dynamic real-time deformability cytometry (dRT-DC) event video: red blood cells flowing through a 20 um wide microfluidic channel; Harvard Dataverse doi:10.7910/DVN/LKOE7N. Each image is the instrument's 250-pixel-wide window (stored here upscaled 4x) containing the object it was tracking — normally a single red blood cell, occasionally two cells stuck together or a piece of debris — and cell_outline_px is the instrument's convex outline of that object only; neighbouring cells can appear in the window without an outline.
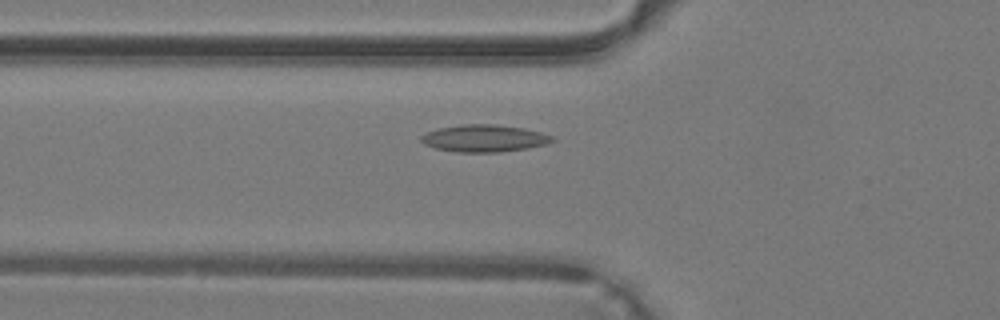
{"species": "common noctule bat (a hibernating species)", "species_latin": "Nyctalus noctula", "temperature_condition": "warm", "stored_images_in_passage": 26, "camera_frame_rate_fps": 3000, "um_per_image_px": 0.085, "animal": {"sex": "male", "body_mass_g": 19.2, "forearm_length_mm": 51.8}, "frame": {"image": 1, "passage_image": 2, "time_ms": 0.333, "image_size_px": [1000, 320], "cell_outline_px": [[556, 140], [548, 144], [528, 148], [500, 152], [456, 152], [436, 148], [424, 144], [420, 140], [420, 136], [428, 132], [440, 128], [464, 124], [496, 124], [524, 128], [540, 132], [552, 136]], "centroid_in_image_um": [41.19, 11.76], "position_along_channel_um": 84.6, "area_um2": 20.75}}
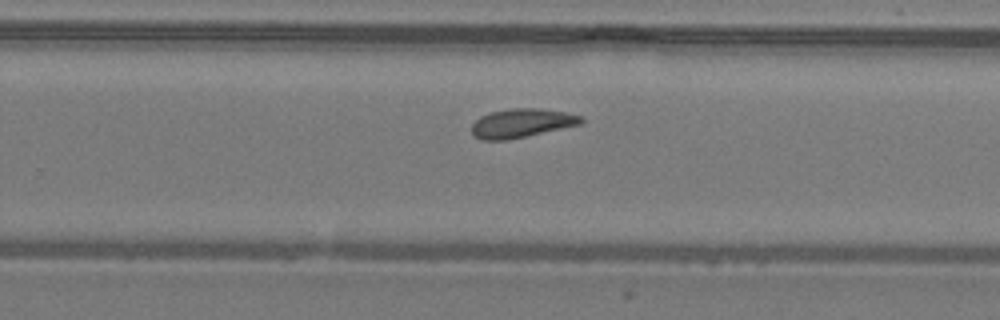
{"frame": {"image": 2, "passage_image": 14, "time_ms": 4.333, "image_size_px": [1000, 320], "cell_outline_px": [[584, 120], [580, 124], [508, 140], [484, 140], [476, 136], [472, 132], [472, 124], [480, 116], [492, 112], [512, 108], [536, 108], [568, 112], [584, 116]], "centroid_in_image_um": [44.37, 10.45], "position_along_channel_um": 285.4, "area_um2": 18.26}}
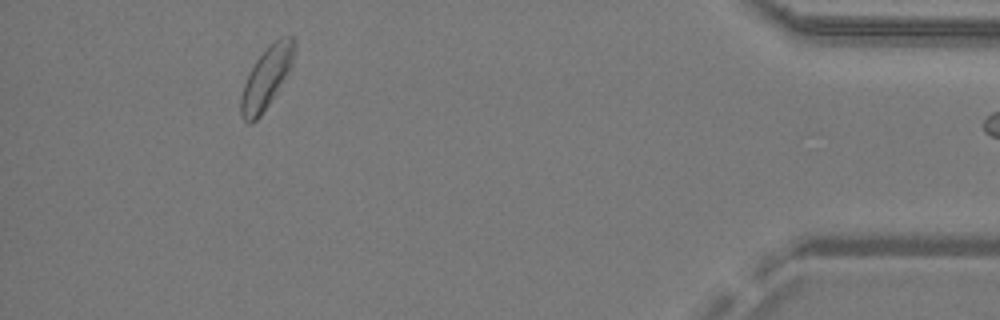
{"frame": {"image": 3, "passage_image": 25, "time_ms": 8.0, "image_size_px": [1000, 320], "cell_outline_px": [[296, 48], [292, 64], [276, 92], [260, 116], [252, 124], [248, 124], [240, 116], [240, 96], [244, 84], [256, 60], [268, 44], [280, 36], [292, 36], [296, 40]], "centroid_in_image_um": [22.65, 6.57], "position_along_channel_um": 412.6, "area_um2": 19.07}}